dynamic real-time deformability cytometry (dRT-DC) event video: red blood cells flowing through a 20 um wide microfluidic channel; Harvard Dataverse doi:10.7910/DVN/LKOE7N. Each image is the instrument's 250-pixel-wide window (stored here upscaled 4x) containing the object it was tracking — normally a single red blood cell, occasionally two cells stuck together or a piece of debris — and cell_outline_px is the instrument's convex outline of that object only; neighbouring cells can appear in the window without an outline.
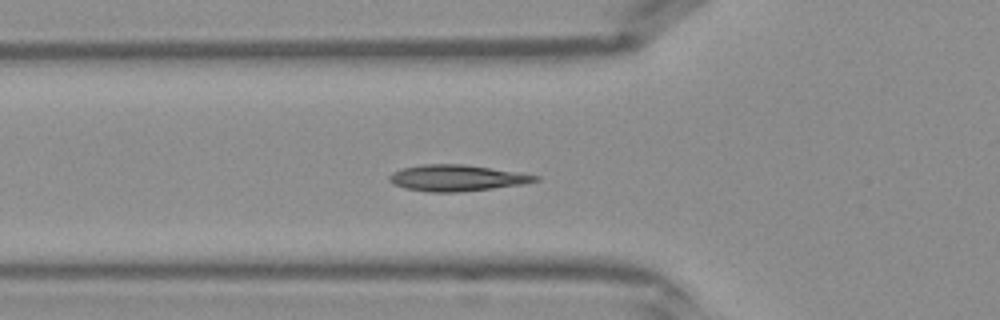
{"species": "Egyptian fruit bat (a non-hibernating species)", "species_latin": "Rousettus aegyptiacus", "temperature_condition": "warm", "stored_images_in_passage": 42, "camera_frame_rate_fps": 3000, "um_per_image_px": 0.085, "frame": {"image": 1, "passage_image": 14, "time_ms": 4.333, "image_size_px": [1000, 320], "cell_outline_px": [[540, 180], [524, 184], [492, 188], [456, 192], [428, 192], [404, 188], [392, 184], [388, 180], [388, 176], [392, 172], [404, 168], [424, 164], [464, 164], [516, 172], [540, 176]], "centroid_in_image_um": [38.79, 15.13], "position_along_channel_um": 87.0, "area_um2": 22.2}}
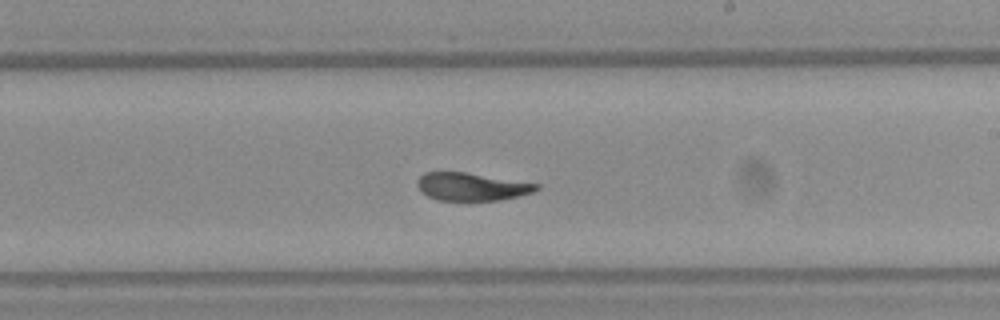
{"frame": {"image": 2, "passage_image": 24, "time_ms": 7.667, "image_size_px": [1000, 320], "cell_outline_px": [[540, 188], [532, 192], [500, 200], [436, 200], [420, 192], [416, 184], [416, 180], [424, 172], [464, 172], [540, 184]], "centroid_in_image_um": [40.03, 15.86], "position_along_channel_um": 249.0, "area_um2": 19.25}}
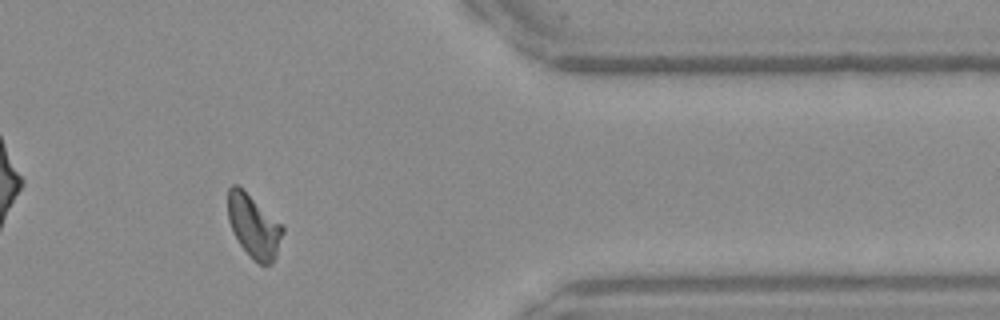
{"frame": {"image": 3, "passage_image": 34, "time_ms": 11.0, "image_size_px": [1000, 320], "cell_outline_px": [[284, 232], [276, 256], [272, 264], [260, 264], [240, 244], [228, 220], [228, 188], [232, 184], [236, 184], [280, 224], [284, 228]], "centroid_in_image_um": [21.57, 19.24], "position_along_channel_um": 389.8, "area_um2": 19.25}}